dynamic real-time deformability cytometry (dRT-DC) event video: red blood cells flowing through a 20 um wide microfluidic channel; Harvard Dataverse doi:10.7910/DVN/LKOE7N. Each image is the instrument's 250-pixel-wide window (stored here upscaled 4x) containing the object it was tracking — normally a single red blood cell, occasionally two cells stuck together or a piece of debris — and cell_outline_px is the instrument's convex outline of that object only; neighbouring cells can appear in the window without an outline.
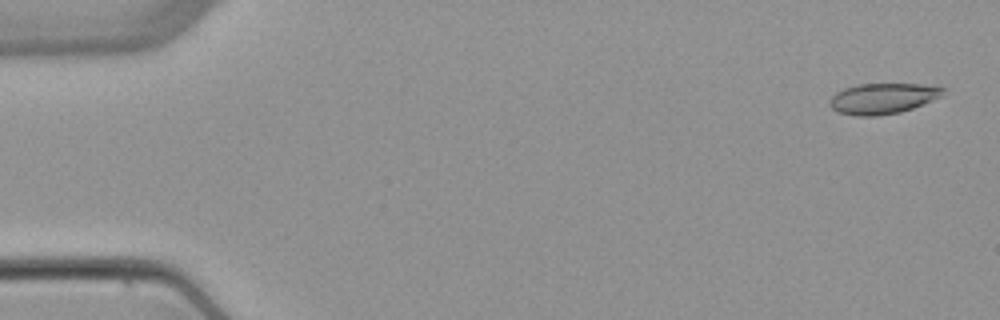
{"species": "common noctule bat (a hibernating species)", "species_latin": "Nyctalus noctula", "temperature_condition": "warm", "stored_images_in_passage": 5, "camera_frame_rate_fps": 3000, "um_per_image_px": 0.085, "animal": {"sex": "female", "body_mass_g": 22.7, "forearm_length_mm": 54.2}, "frame": {"image": 1, "passage_image": 1, "time_ms": 0.0, "image_size_px": [1000, 320], "cell_outline_px": [[944, 96], [912, 108], [900, 112], [876, 116], [856, 116], [836, 112], [828, 104], [828, 100], [836, 92], [844, 88], [856, 84], [936, 84], [944, 88]], "centroid_in_image_um": [75.05, 8.36], "position_along_channel_um": 10.0, "area_um2": 20.63}}
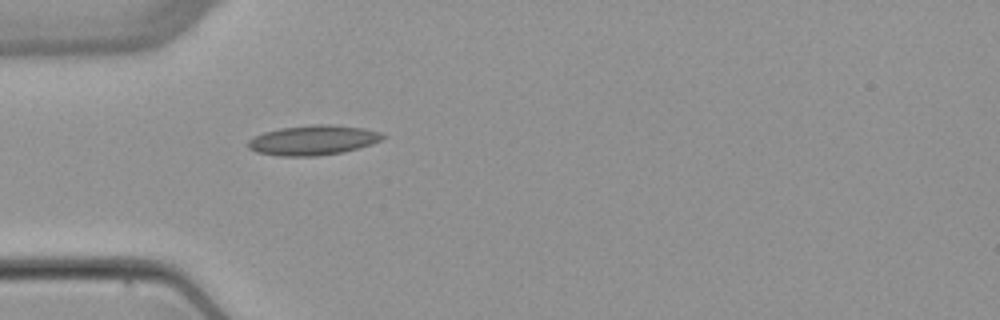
{"frame": {"image": 2, "passage_image": 5, "time_ms": 4.667, "image_size_px": [1000, 320], "cell_outline_px": [[388, 136], [372, 144], [360, 148], [344, 152], [316, 156], [280, 156], [256, 152], [248, 148], [248, 140], [264, 132], [280, 128], [312, 124], [332, 124], [364, 128], [380, 132]], "centroid_in_image_um": [26.64, 11.91], "position_along_channel_um": 58.4, "area_um2": 23.58}}